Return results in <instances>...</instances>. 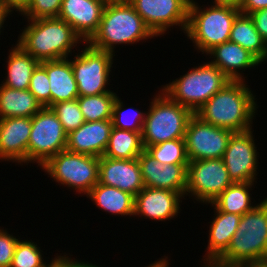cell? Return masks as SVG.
Here are the masks:
<instances>
[{
  "instance_id": "obj_3",
  "label": "cell",
  "mask_w": 267,
  "mask_h": 267,
  "mask_svg": "<svg viewBox=\"0 0 267 267\" xmlns=\"http://www.w3.org/2000/svg\"><path fill=\"white\" fill-rule=\"evenodd\" d=\"M28 23L16 44L39 62L68 58L77 44L85 43L66 21L58 17L28 20Z\"/></svg>"
},
{
  "instance_id": "obj_30",
  "label": "cell",
  "mask_w": 267,
  "mask_h": 267,
  "mask_svg": "<svg viewBox=\"0 0 267 267\" xmlns=\"http://www.w3.org/2000/svg\"><path fill=\"white\" fill-rule=\"evenodd\" d=\"M162 164H188L185 139L165 141L145 149Z\"/></svg>"
},
{
  "instance_id": "obj_15",
  "label": "cell",
  "mask_w": 267,
  "mask_h": 267,
  "mask_svg": "<svg viewBox=\"0 0 267 267\" xmlns=\"http://www.w3.org/2000/svg\"><path fill=\"white\" fill-rule=\"evenodd\" d=\"M107 0H62L59 19L66 21L86 43L98 30Z\"/></svg>"
},
{
  "instance_id": "obj_8",
  "label": "cell",
  "mask_w": 267,
  "mask_h": 267,
  "mask_svg": "<svg viewBox=\"0 0 267 267\" xmlns=\"http://www.w3.org/2000/svg\"><path fill=\"white\" fill-rule=\"evenodd\" d=\"M40 168L54 181L88 194L99 182V157L72 153L67 150L49 158Z\"/></svg>"
},
{
  "instance_id": "obj_9",
  "label": "cell",
  "mask_w": 267,
  "mask_h": 267,
  "mask_svg": "<svg viewBox=\"0 0 267 267\" xmlns=\"http://www.w3.org/2000/svg\"><path fill=\"white\" fill-rule=\"evenodd\" d=\"M67 134L56 114L43 107L32 117L27 147V165L37 162L42 166L49 158L66 150Z\"/></svg>"
},
{
  "instance_id": "obj_29",
  "label": "cell",
  "mask_w": 267,
  "mask_h": 267,
  "mask_svg": "<svg viewBox=\"0 0 267 267\" xmlns=\"http://www.w3.org/2000/svg\"><path fill=\"white\" fill-rule=\"evenodd\" d=\"M116 97V93H104L79 96L77 101L85 121H102L112 119L113 104Z\"/></svg>"
},
{
  "instance_id": "obj_13",
  "label": "cell",
  "mask_w": 267,
  "mask_h": 267,
  "mask_svg": "<svg viewBox=\"0 0 267 267\" xmlns=\"http://www.w3.org/2000/svg\"><path fill=\"white\" fill-rule=\"evenodd\" d=\"M146 26L157 37L170 27L181 26L185 33L188 23L189 0H128Z\"/></svg>"
},
{
  "instance_id": "obj_31",
  "label": "cell",
  "mask_w": 267,
  "mask_h": 267,
  "mask_svg": "<svg viewBox=\"0 0 267 267\" xmlns=\"http://www.w3.org/2000/svg\"><path fill=\"white\" fill-rule=\"evenodd\" d=\"M188 164H162L160 162L159 189L181 193L185 197Z\"/></svg>"
},
{
  "instance_id": "obj_11",
  "label": "cell",
  "mask_w": 267,
  "mask_h": 267,
  "mask_svg": "<svg viewBox=\"0 0 267 267\" xmlns=\"http://www.w3.org/2000/svg\"><path fill=\"white\" fill-rule=\"evenodd\" d=\"M232 183L222 158L189 161L185 195L208 204Z\"/></svg>"
},
{
  "instance_id": "obj_45",
  "label": "cell",
  "mask_w": 267,
  "mask_h": 267,
  "mask_svg": "<svg viewBox=\"0 0 267 267\" xmlns=\"http://www.w3.org/2000/svg\"><path fill=\"white\" fill-rule=\"evenodd\" d=\"M168 257H163L158 261H154V263L149 264V267H169V262L167 260Z\"/></svg>"
},
{
  "instance_id": "obj_36",
  "label": "cell",
  "mask_w": 267,
  "mask_h": 267,
  "mask_svg": "<svg viewBox=\"0 0 267 267\" xmlns=\"http://www.w3.org/2000/svg\"><path fill=\"white\" fill-rule=\"evenodd\" d=\"M62 0H30L28 9L22 14L28 20L57 18Z\"/></svg>"
},
{
  "instance_id": "obj_27",
  "label": "cell",
  "mask_w": 267,
  "mask_h": 267,
  "mask_svg": "<svg viewBox=\"0 0 267 267\" xmlns=\"http://www.w3.org/2000/svg\"><path fill=\"white\" fill-rule=\"evenodd\" d=\"M229 41L239 44L259 61L265 54L266 42L256 30L250 15L243 13L237 15L232 25Z\"/></svg>"
},
{
  "instance_id": "obj_40",
  "label": "cell",
  "mask_w": 267,
  "mask_h": 267,
  "mask_svg": "<svg viewBox=\"0 0 267 267\" xmlns=\"http://www.w3.org/2000/svg\"><path fill=\"white\" fill-rule=\"evenodd\" d=\"M265 8H267V0H243L239 6L240 13L247 15Z\"/></svg>"
},
{
  "instance_id": "obj_33",
  "label": "cell",
  "mask_w": 267,
  "mask_h": 267,
  "mask_svg": "<svg viewBox=\"0 0 267 267\" xmlns=\"http://www.w3.org/2000/svg\"><path fill=\"white\" fill-rule=\"evenodd\" d=\"M123 102L119 98V96L116 97L115 102L113 104V112H112V123L113 127L118 129H124L132 132H142L143 123L146 117V112H141L139 109H134L130 107V112L133 111V113H130L129 110L123 108ZM128 111V112H127ZM129 113L130 116H126ZM129 117V118H128ZM130 118H133L129 121Z\"/></svg>"
},
{
  "instance_id": "obj_37",
  "label": "cell",
  "mask_w": 267,
  "mask_h": 267,
  "mask_svg": "<svg viewBox=\"0 0 267 267\" xmlns=\"http://www.w3.org/2000/svg\"><path fill=\"white\" fill-rule=\"evenodd\" d=\"M137 159L145 187L159 189L160 162L146 150Z\"/></svg>"
},
{
  "instance_id": "obj_2",
  "label": "cell",
  "mask_w": 267,
  "mask_h": 267,
  "mask_svg": "<svg viewBox=\"0 0 267 267\" xmlns=\"http://www.w3.org/2000/svg\"><path fill=\"white\" fill-rule=\"evenodd\" d=\"M154 37L128 0H110L98 30L86 43L94 49L114 54L116 45L134 44Z\"/></svg>"
},
{
  "instance_id": "obj_23",
  "label": "cell",
  "mask_w": 267,
  "mask_h": 267,
  "mask_svg": "<svg viewBox=\"0 0 267 267\" xmlns=\"http://www.w3.org/2000/svg\"><path fill=\"white\" fill-rule=\"evenodd\" d=\"M97 207L112 215L134 216L135 197L116 187L99 182L86 195Z\"/></svg>"
},
{
  "instance_id": "obj_19",
  "label": "cell",
  "mask_w": 267,
  "mask_h": 267,
  "mask_svg": "<svg viewBox=\"0 0 267 267\" xmlns=\"http://www.w3.org/2000/svg\"><path fill=\"white\" fill-rule=\"evenodd\" d=\"M112 119L85 121L78 129L67 134L66 150L72 153L102 157L108 145Z\"/></svg>"
},
{
  "instance_id": "obj_25",
  "label": "cell",
  "mask_w": 267,
  "mask_h": 267,
  "mask_svg": "<svg viewBox=\"0 0 267 267\" xmlns=\"http://www.w3.org/2000/svg\"><path fill=\"white\" fill-rule=\"evenodd\" d=\"M9 52L7 75L1 85L17 90H27L33 71L40 62L24 52L17 44L11 47Z\"/></svg>"
},
{
  "instance_id": "obj_28",
  "label": "cell",
  "mask_w": 267,
  "mask_h": 267,
  "mask_svg": "<svg viewBox=\"0 0 267 267\" xmlns=\"http://www.w3.org/2000/svg\"><path fill=\"white\" fill-rule=\"evenodd\" d=\"M254 182H236L228 186L211 203L220 211L243 216L255 206L251 204V194Z\"/></svg>"
},
{
  "instance_id": "obj_12",
  "label": "cell",
  "mask_w": 267,
  "mask_h": 267,
  "mask_svg": "<svg viewBox=\"0 0 267 267\" xmlns=\"http://www.w3.org/2000/svg\"><path fill=\"white\" fill-rule=\"evenodd\" d=\"M233 133L203 121L194 113L189 119L184 137L188 160L223 158Z\"/></svg>"
},
{
  "instance_id": "obj_41",
  "label": "cell",
  "mask_w": 267,
  "mask_h": 267,
  "mask_svg": "<svg viewBox=\"0 0 267 267\" xmlns=\"http://www.w3.org/2000/svg\"><path fill=\"white\" fill-rule=\"evenodd\" d=\"M0 2L10 14L15 10L22 15L30 5V0H0Z\"/></svg>"
},
{
  "instance_id": "obj_20",
  "label": "cell",
  "mask_w": 267,
  "mask_h": 267,
  "mask_svg": "<svg viewBox=\"0 0 267 267\" xmlns=\"http://www.w3.org/2000/svg\"><path fill=\"white\" fill-rule=\"evenodd\" d=\"M208 54L213 55L209 57L213 58L209 62L218 67L230 81L245 80L242 75L245 71L243 69L255 68L260 64V61L248 50L231 41L216 45L206 53ZM240 70H242L241 73Z\"/></svg>"
},
{
  "instance_id": "obj_14",
  "label": "cell",
  "mask_w": 267,
  "mask_h": 267,
  "mask_svg": "<svg viewBox=\"0 0 267 267\" xmlns=\"http://www.w3.org/2000/svg\"><path fill=\"white\" fill-rule=\"evenodd\" d=\"M253 129L234 132L223 155L229 178L236 182H255L258 169V155Z\"/></svg>"
},
{
  "instance_id": "obj_22",
  "label": "cell",
  "mask_w": 267,
  "mask_h": 267,
  "mask_svg": "<svg viewBox=\"0 0 267 267\" xmlns=\"http://www.w3.org/2000/svg\"><path fill=\"white\" fill-rule=\"evenodd\" d=\"M210 204L215 209V216L210 225L206 260L218 259L227 250L241 218L238 214L222 212Z\"/></svg>"
},
{
  "instance_id": "obj_21",
  "label": "cell",
  "mask_w": 267,
  "mask_h": 267,
  "mask_svg": "<svg viewBox=\"0 0 267 267\" xmlns=\"http://www.w3.org/2000/svg\"><path fill=\"white\" fill-rule=\"evenodd\" d=\"M40 65L46 70L50 80L51 106L79 97L70 59L43 61Z\"/></svg>"
},
{
  "instance_id": "obj_35",
  "label": "cell",
  "mask_w": 267,
  "mask_h": 267,
  "mask_svg": "<svg viewBox=\"0 0 267 267\" xmlns=\"http://www.w3.org/2000/svg\"><path fill=\"white\" fill-rule=\"evenodd\" d=\"M28 90L43 107H51L50 80L46 70L40 64L33 71Z\"/></svg>"
},
{
  "instance_id": "obj_39",
  "label": "cell",
  "mask_w": 267,
  "mask_h": 267,
  "mask_svg": "<svg viewBox=\"0 0 267 267\" xmlns=\"http://www.w3.org/2000/svg\"><path fill=\"white\" fill-rule=\"evenodd\" d=\"M249 15L253 20L256 30L265 42H267V8L257 10Z\"/></svg>"
},
{
  "instance_id": "obj_47",
  "label": "cell",
  "mask_w": 267,
  "mask_h": 267,
  "mask_svg": "<svg viewBox=\"0 0 267 267\" xmlns=\"http://www.w3.org/2000/svg\"><path fill=\"white\" fill-rule=\"evenodd\" d=\"M238 267H267V260L257 261L254 263H248V264L240 265Z\"/></svg>"
},
{
  "instance_id": "obj_44",
  "label": "cell",
  "mask_w": 267,
  "mask_h": 267,
  "mask_svg": "<svg viewBox=\"0 0 267 267\" xmlns=\"http://www.w3.org/2000/svg\"><path fill=\"white\" fill-rule=\"evenodd\" d=\"M11 15L2 5L0 2V34H1V28H3V24L6 21V18Z\"/></svg>"
},
{
  "instance_id": "obj_4",
  "label": "cell",
  "mask_w": 267,
  "mask_h": 267,
  "mask_svg": "<svg viewBox=\"0 0 267 267\" xmlns=\"http://www.w3.org/2000/svg\"><path fill=\"white\" fill-rule=\"evenodd\" d=\"M217 260L236 266L267 260V198L241 216L227 250Z\"/></svg>"
},
{
  "instance_id": "obj_24",
  "label": "cell",
  "mask_w": 267,
  "mask_h": 267,
  "mask_svg": "<svg viewBox=\"0 0 267 267\" xmlns=\"http://www.w3.org/2000/svg\"><path fill=\"white\" fill-rule=\"evenodd\" d=\"M42 108L28 89L17 90L0 84V119L33 117Z\"/></svg>"
},
{
  "instance_id": "obj_46",
  "label": "cell",
  "mask_w": 267,
  "mask_h": 267,
  "mask_svg": "<svg viewBox=\"0 0 267 267\" xmlns=\"http://www.w3.org/2000/svg\"><path fill=\"white\" fill-rule=\"evenodd\" d=\"M243 0H214V3L217 4H230L235 6H240Z\"/></svg>"
},
{
  "instance_id": "obj_1",
  "label": "cell",
  "mask_w": 267,
  "mask_h": 267,
  "mask_svg": "<svg viewBox=\"0 0 267 267\" xmlns=\"http://www.w3.org/2000/svg\"><path fill=\"white\" fill-rule=\"evenodd\" d=\"M247 86V87H246ZM245 81H230L214 94L195 114L213 126L233 132L252 129L257 102Z\"/></svg>"
},
{
  "instance_id": "obj_5",
  "label": "cell",
  "mask_w": 267,
  "mask_h": 267,
  "mask_svg": "<svg viewBox=\"0 0 267 267\" xmlns=\"http://www.w3.org/2000/svg\"><path fill=\"white\" fill-rule=\"evenodd\" d=\"M197 4L194 0L189 4L185 36L204 54L216 45L229 41L233 22L240 10L230 4L213 2L206 8Z\"/></svg>"
},
{
  "instance_id": "obj_6",
  "label": "cell",
  "mask_w": 267,
  "mask_h": 267,
  "mask_svg": "<svg viewBox=\"0 0 267 267\" xmlns=\"http://www.w3.org/2000/svg\"><path fill=\"white\" fill-rule=\"evenodd\" d=\"M186 73L163 86L160 91L193 113L230 82V79L210 62L196 66Z\"/></svg>"
},
{
  "instance_id": "obj_43",
  "label": "cell",
  "mask_w": 267,
  "mask_h": 267,
  "mask_svg": "<svg viewBox=\"0 0 267 267\" xmlns=\"http://www.w3.org/2000/svg\"><path fill=\"white\" fill-rule=\"evenodd\" d=\"M203 262L204 265H202V267H238L236 265L222 263L217 259H204Z\"/></svg>"
},
{
  "instance_id": "obj_49",
  "label": "cell",
  "mask_w": 267,
  "mask_h": 267,
  "mask_svg": "<svg viewBox=\"0 0 267 267\" xmlns=\"http://www.w3.org/2000/svg\"><path fill=\"white\" fill-rule=\"evenodd\" d=\"M266 60H267V42H266V50H265V54H264L262 60L260 61V64H261L262 62L266 61Z\"/></svg>"
},
{
  "instance_id": "obj_17",
  "label": "cell",
  "mask_w": 267,
  "mask_h": 267,
  "mask_svg": "<svg viewBox=\"0 0 267 267\" xmlns=\"http://www.w3.org/2000/svg\"><path fill=\"white\" fill-rule=\"evenodd\" d=\"M181 193L167 189L144 187L134 201V215L151 220L165 221L175 218L180 213Z\"/></svg>"
},
{
  "instance_id": "obj_38",
  "label": "cell",
  "mask_w": 267,
  "mask_h": 267,
  "mask_svg": "<svg viewBox=\"0 0 267 267\" xmlns=\"http://www.w3.org/2000/svg\"><path fill=\"white\" fill-rule=\"evenodd\" d=\"M19 239L0 229V267H10Z\"/></svg>"
},
{
  "instance_id": "obj_10",
  "label": "cell",
  "mask_w": 267,
  "mask_h": 267,
  "mask_svg": "<svg viewBox=\"0 0 267 267\" xmlns=\"http://www.w3.org/2000/svg\"><path fill=\"white\" fill-rule=\"evenodd\" d=\"M85 44L81 53L79 52L74 60H71L79 96L115 93L106 87L110 83L109 75L115 54Z\"/></svg>"
},
{
  "instance_id": "obj_42",
  "label": "cell",
  "mask_w": 267,
  "mask_h": 267,
  "mask_svg": "<svg viewBox=\"0 0 267 267\" xmlns=\"http://www.w3.org/2000/svg\"><path fill=\"white\" fill-rule=\"evenodd\" d=\"M75 260L76 259L73 260L67 255H60V267H98L96 265H93L92 263L90 264L89 262L85 263L84 261L81 262V260Z\"/></svg>"
},
{
  "instance_id": "obj_48",
  "label": "cell",
  "mask_w": 267,
  "mask_h": 267,
  "mask_svg": "<svg viewBox=\"0 0 267 267\" xmlns=\"http://www.w3.org/2000/svg\"><path fill=\"white\" fill-rule=\"evenodd\" d=\"M45 267H60V256H55L54 259L52 258V261Z\"/></svg>"
},
{
  "instance_id": "obj_26",
  "label": "cell",
  "mask_w": 267,
  "mask_h": 267,
  "mask_svg": "<svg viewBox=\"0 0 267 267\" xmlns=\"http://www.w3.org/2000/svg\"><path fill=\"white\" fill-rule=\"evenodd\" d=\"M144 150L141 132L113 127L103 156L131 160L138 158Z\"/></svg>"
},
{
  "instance_id": "obj_16",
  "label": "cell",
  "mask_w": 267,
  "mask_h": 267,
  "mask_svg": "<svg viewBox=\"0 0 267 267\" xmlns=\"http://www.w3.org/2000/svg\"><path fill=\"white\" fill-rule=\"evenodd\" d=\"M99 183L119 188L134 197L145 187L138 159L99 157Z\"/></svg>"
},
{
  "instance_id": "obj_18",
  "label": "cell",
  "mask_w": 267,
  "mask_h": 267,
  "mask_svg": "<svg viewBox=\"0 0 267 267\" xmlns=\"http://www.w3.org/2000/svg\"><path fill=\"white\" fill-rule=\"evenodd\" d=\"M32 117L0 119V160L27 163Z\"/></svg>"
},
{
  "instance_id": "obj_32",
  "label": "cell",
  "mask_w": 267,
  "mask_h": 267,
  "mask_svg": "<svg viewBox=\"0 0 267 267\" xmlns=\"http://www.w3.org/2000/svg\"><path fill=\"white\" fill-rule=\"evenodd\" d=\"M50 108L62 123L66 134L75 131L85 122L77 99L57 102Z\"/></svg>"
},
{
  "instance_id": "obj_34",
  "label": "cell",
  "mask_w": 267,
  "mask_h": 267,
  "mask_svg": "<svg viewBox=\"0 0 267 267\" xmlns=\"http://www.w3.org/2000/svg\"><path fill=\"white\" fill-rule=\"evenodd\" d=\"M41 251L34 242L19 240L10 267H45Z\"/></svg>"
},
{
  "instance_id": "obj_7",
  "label": "cell",
  "mask_w": 267,
  "mask_h": 267,
  "mask_svg": "<svg viewBox=\"0 0 267 267\" xmlns=\"http://www.w3.org/2000/svg\"><path fill=\"white\" fill-rule=\"evenodd\" d=\"M153 97L141 132L145 149L165 141L184 138L189 119L194 114L189 108L172 101L163 91Z\"/></svg>"
}]
</instances>
